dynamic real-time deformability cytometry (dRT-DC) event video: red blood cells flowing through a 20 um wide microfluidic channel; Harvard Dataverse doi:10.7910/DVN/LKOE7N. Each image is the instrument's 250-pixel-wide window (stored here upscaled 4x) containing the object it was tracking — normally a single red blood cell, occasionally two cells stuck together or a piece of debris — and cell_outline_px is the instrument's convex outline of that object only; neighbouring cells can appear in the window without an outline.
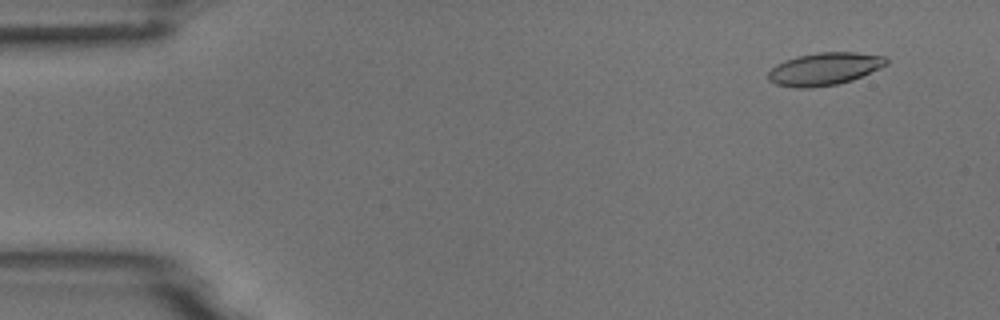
{"species": "common noctule bat (a hibernating species)", "species_latin": "Nyctalus noctula", "temperature_condition": "room temperature", "stored_images_in_passage": 5, "camera_frame_rate_fps": 3000, "um_per_image_px": 0.085, "animal": {"sex": "male", "body_mass_g": 18.8}, "frame": {"image": 1, "passage_image": 2, "time_ms": 1.0, "image_size_px": [1000, 320], "cell_outline_px": [[888, 64], [880, 68], [852, 80], [836, 84], [812, 88], [796, 88], [776, 84], [768, 80], [768, 72], [776, 64], [784, 60], [796, 56], [816, 52], [856, 52], [884, 56], [888, 60]], "centroid_in_image_um": [70.06, 5.85], "position_along_channel_um": 14.9, "area_um2": 22.54}}
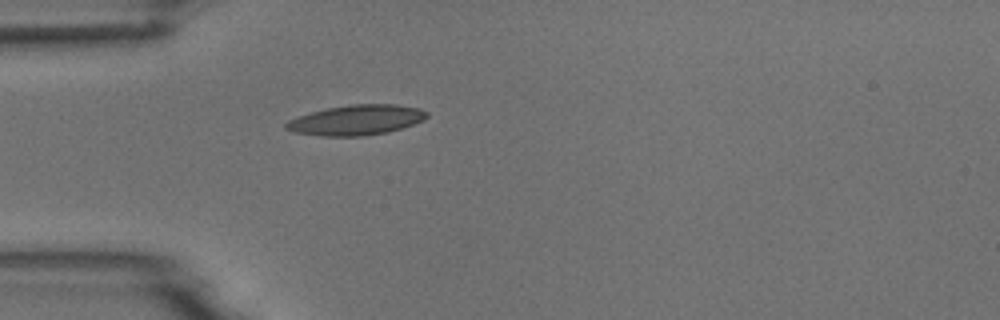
{"frame": {"image": 2, "passage_image": 5, "time_ms": 4.667, "image_size_px": [1000, 320], "cell_outline_px": [[428, 116], [424, 120], [388, 132], [364, 136], [320, 136], [296, 132], [284, 128], [284, 124], [288, 120], [312, 112], [328, 108], [352, 104], [396, 104], [420, 108], [428, 112]], "centroid_in_image_um": [30.31, 10.2], "position_along_channel_um": 54.7, "area_um2": 24.62}}